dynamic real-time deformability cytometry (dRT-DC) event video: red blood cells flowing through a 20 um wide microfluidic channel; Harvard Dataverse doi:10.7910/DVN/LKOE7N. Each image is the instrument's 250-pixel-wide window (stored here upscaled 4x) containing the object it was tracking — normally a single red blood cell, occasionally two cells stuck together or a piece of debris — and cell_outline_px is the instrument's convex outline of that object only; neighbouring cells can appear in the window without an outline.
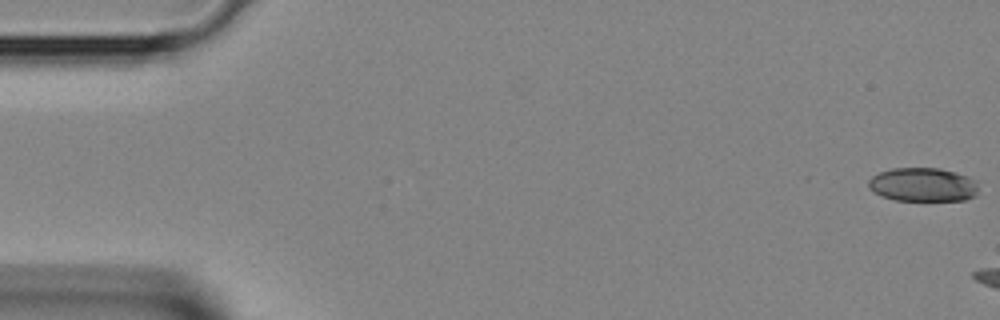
{"species": "Egyptian fruit bat (a non-hibernating species)", "species_latin": "Rousettus aegyptiacus", "temperature_condition": "room temperature", "stored_images_in_passage": 5, "camera_frame_rate_fps": 3000, "um_per_image_px": 0.085, "animal": {"sex": "female"}, "frame": {"image": 1, "passage_image": 1, "time_ms": 0.0, "image_size_px": [1000, 320], "cell_outline_px": [[976, 192], [972, 196], [964, 200], [896, 200], [884, 196], [868, 188], [868, 180], [872, 176], [880, 172], [892, 168], [940, 168], [956, 172], [968, 176], [976, 184]], "centroid_in_image_um": [78.41, 15.68], "position_along_channel_um": 6.6, "area_um2": 21.33}}